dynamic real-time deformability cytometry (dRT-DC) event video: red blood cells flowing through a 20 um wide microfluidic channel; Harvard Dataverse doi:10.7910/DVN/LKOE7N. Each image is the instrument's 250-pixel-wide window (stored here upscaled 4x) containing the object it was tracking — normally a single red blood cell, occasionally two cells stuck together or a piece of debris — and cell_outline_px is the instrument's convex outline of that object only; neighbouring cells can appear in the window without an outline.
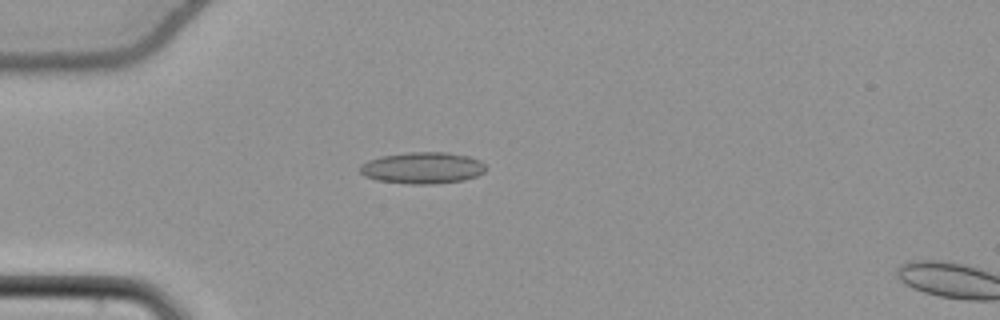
{"species": "common noctule bat (a hibernating species)", "species_latin": "Nyctalus noctula", "temperature_condition": "cold", "stored_images_in_passage": 18, "camera_frame_rate_fps": 3000, "um_per_image_px": 0.085, "animal": {"sex": "female", "body_mass_g": 22.7, "forearm_length_mm": 54.2}, "frame": {"image": 1, "passage_image": 16, "time_ms": 5.0, "image_size_px": [1000, 320], "cell_outline_px": [[488, 168], [484, 172], [476, 176], [464, 180], [432, 184], [408, 184], [376, 180], [364, 176], [360, 172], [360, 164], [368, 160], [380, 156], [408, 152], [448, 152], [468, 156], [480, 160]], "centroid_in_image_um": [35.91, 14.27], "position_along_channel_um": 49.1, "area_um2": 23.35}}